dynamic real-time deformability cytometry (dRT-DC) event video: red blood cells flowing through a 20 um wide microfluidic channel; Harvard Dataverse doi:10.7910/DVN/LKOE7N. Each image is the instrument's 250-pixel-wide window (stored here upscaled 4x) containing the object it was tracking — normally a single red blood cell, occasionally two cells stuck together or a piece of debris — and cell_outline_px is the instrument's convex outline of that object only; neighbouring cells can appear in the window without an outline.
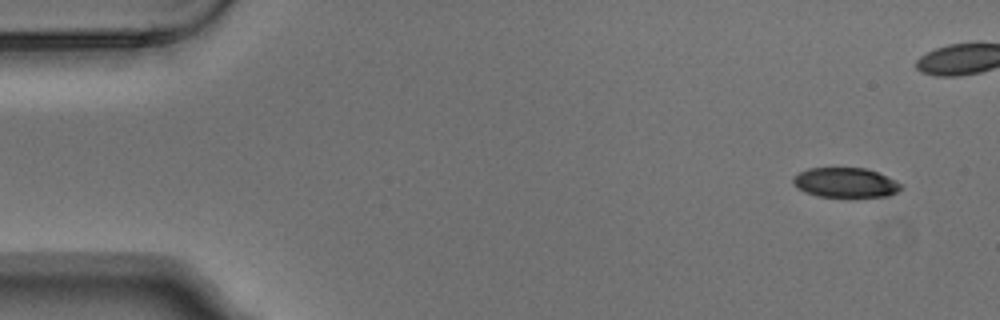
{"species": "Egyptian fruit bat (a non-hibernating species)", "species_latin": "Rousettus aegyptiacus", "temperature_condition": "warm", "stored_images_in_passage": 9, "camera_frame_rate_fps": 3000, "um_per_image_px": 0.085, "animal": {"sex": "male"}, "frame": {"image": 1, "passage_image": 1, "time_ms": 0.0, "image_size_px": [1000, 320], "cell_outline_px": [[904, 188], [888, 196], [816, 196], [804, 192], [796, 188], [792, 184], [792, 180], [800, 172], [808, 168], [864, 168], [876, 172], [896, 180], [904, 184]], "centroid_in_image_um": [71.87, 15.52], "position_along_channel_um": 13.1, "area_um2": 18.67}}
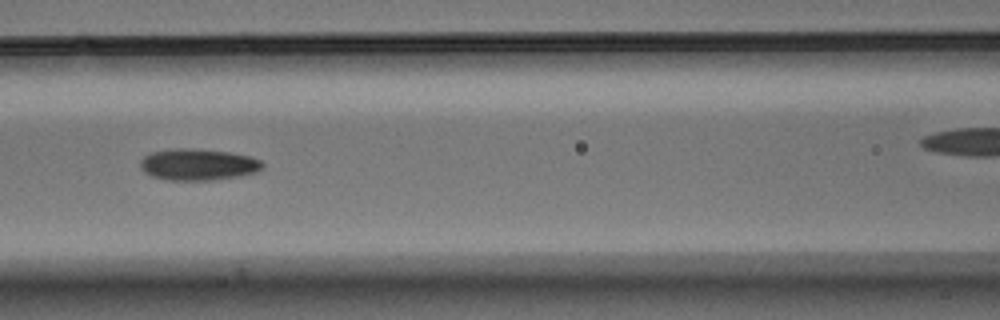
{"frame": {"image": 2, "passage_image": 6, "time_ms": 1.667, "image_size_px": [1000, 320], "cell_outline_px": [[264, 164], [256, 172], [240, 176], [212, 180], [164, 180], [152, 176], [144, 172], [140, 168], [140, 160], [144, 156], [152, 152], [168, 148], [192, 148], [232, 152], [252, 156], [260, 160]], "centroid_in_image_um": [16.82, 13.97], "position_along_channel_um": 149.8, "area_um2": 22.77}}
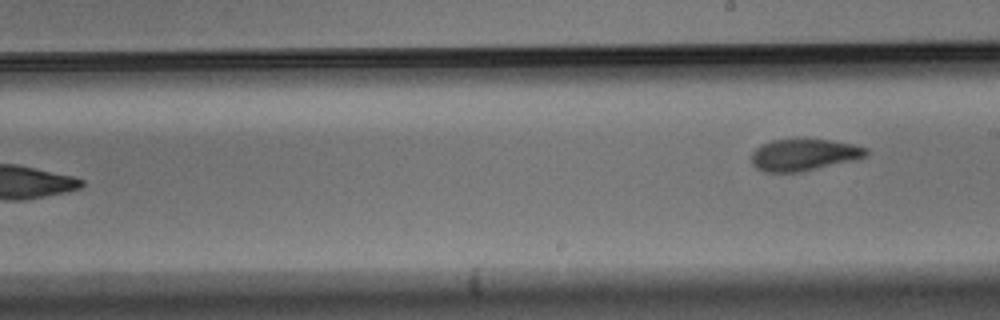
{"frame": {"image": 3, "passage_image": 9, "time_ms": 2.667, "image_size_px": [1000, 320], "cell_outline_px": [[868, 156], [856, 160], [800, 172], [764, 172], [756, 168], [752, 164], [752, 152], [760, 144], [772, 140], [796, 136], [800, 136], [832, 140], [852, 144], [868, 148]], "centroid_in_image_um": [68.33, 13.11], "position_along_channel_um": 220.7, "area_um2": 22.2}}